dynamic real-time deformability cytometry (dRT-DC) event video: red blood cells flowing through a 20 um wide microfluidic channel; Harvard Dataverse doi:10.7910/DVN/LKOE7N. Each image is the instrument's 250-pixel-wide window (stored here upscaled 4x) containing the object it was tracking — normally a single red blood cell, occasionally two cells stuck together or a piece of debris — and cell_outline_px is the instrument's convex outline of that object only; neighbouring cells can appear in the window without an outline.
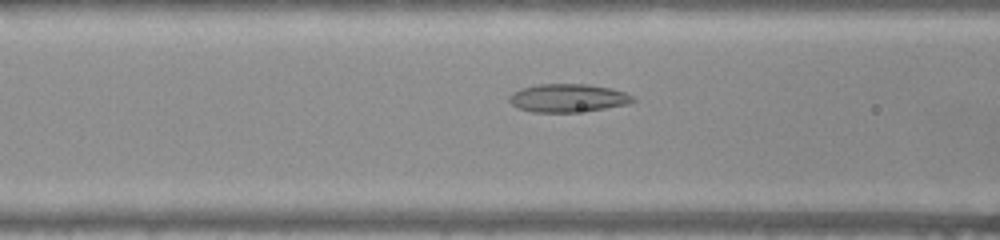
{"species": "common noctule bat (a hibernating species)", "species_latin": "Nyctalus noctula", "temperature_condition": "warm", "stored_images_in_passage": 31, "camera_frame_rate_fps": 3000, "um_per_image_px": 0.085, "animal": {"sex": "female", "body_mass_g": 22.0, "forearm_length_mm": 56.7}, "frame": {"image": 1, "passage_image": 9, "time_ms": 2.667, "image_size_px": [1000, 240], "cell_outline_px": [[636, 100], [628, 104], [604, 108], [576, 112], [532, 112], [520, 108], [512, 104], [508, 100], [508, 96], [512, 92], [520, 88], [536, 84], [588, 84], [612, 88], [624, 92], [632, 96]], "centroid_in_image_um": [48.24, 8.32], "position_along_channel_um": 118.4, "area_um2": 20.35}}
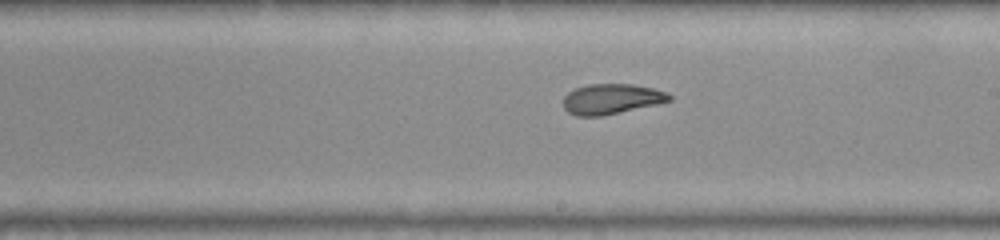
{"frame": {"image": 2, "passage_image": 18, "time_ms": 5.667, "image_size_px": [1000, 240], "cell_outline_px": [[672, 100], [656, 104], [600, 116], [576, 116], [568, 112], [564, 108], [564, 96], [568, 92], [576, 88], [588, 84], [632, 84], [652, 88], [668, 92], [672, 96]], "centroid_in_image_um": [51.97, 8.4], "position_along_channel_um": 237.0, "area_um2": 18.55}}
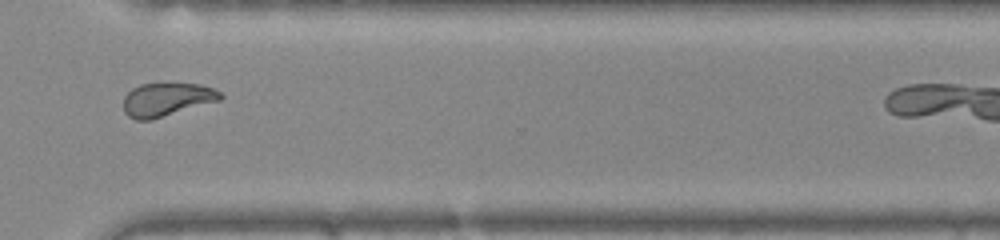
{"frame": {"image": 3, "passage_image": 27, "time_ms": 8.667, "image_size_px": [1000, 240], "cell_outline_px": [[224, 96], [220, 100], [152, 120], [136, 120], [128, 116], [124, 112], [124, 96], [132, 88], [140, 84], [200, 84], [212, 88], [220, 92]], "centroid_in_image_um": [14.16, 8.47], "position_along_channel_um": 356.4, "area_um2": 18.79}}